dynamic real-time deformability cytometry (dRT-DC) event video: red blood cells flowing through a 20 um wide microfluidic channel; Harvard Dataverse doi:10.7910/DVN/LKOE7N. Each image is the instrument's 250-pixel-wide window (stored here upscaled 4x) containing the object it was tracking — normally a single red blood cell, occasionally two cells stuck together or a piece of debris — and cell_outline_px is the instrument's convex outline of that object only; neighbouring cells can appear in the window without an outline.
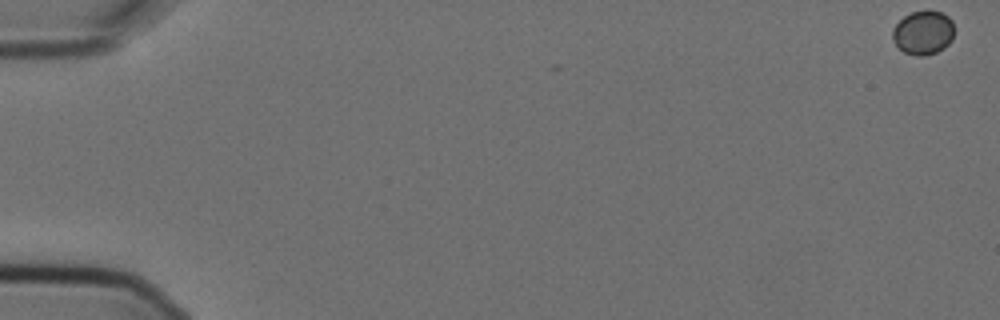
{"species": "Egyptian fruit bat (a non-hibernating species)", "species_latin": "Rousettus aegyptiacus", "temperature_condition": "cold", "stored_images_in_passage": 7, "segment_of_instrument_passage": [1, 2], "camera_frame_rate_fps": 3000, "um_per_image_px": 0.085, "animal": {"sex": "female"}, "frame": {"image": 1, "passage_image": 1, "time_ms": 0.0, "image_size_px": [1000, 320], "cell_outline_px": [[952, 40], [944, 48], [936, 52], [924, 56], [916, 56], [904, 52], [896, 44], [892, 36], [892, 28], [904, 16], [912, 12], [940, 12], [948, 16], [952, 20]], "centroid_in_image_um": [78.46, 2.8], "position_along_channel_um": 6.5, "area_um2": 15.49}}
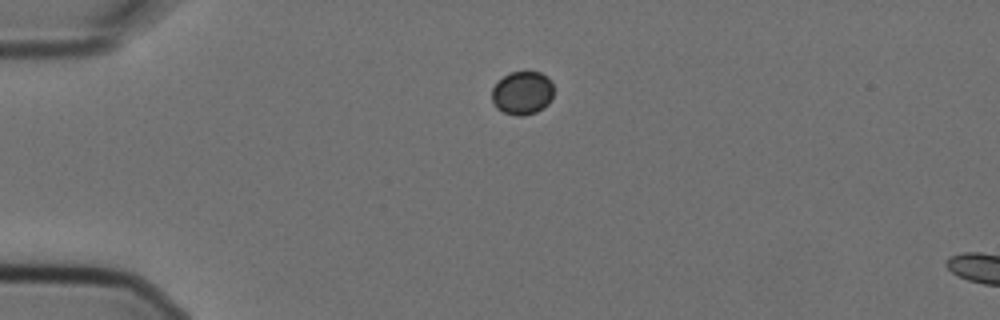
{"frame": {"image": 2, "passage_image": 5, "time_ms": 1.333, "image_size_px": [1000, 320], "cell_outline_px": [[552, 100], [548, 104], [536, 112], [524, 116], [516, 116], [504, 112], [496, 108], [492, 100], [492, 88], [504, 76], [512, 72], [540, 72], [548, 76], [552, 80]], "centroid_in_image_um": [44.42, 7.91], "position_along_channel_um": 40.6, "area_um2": 15.66}}